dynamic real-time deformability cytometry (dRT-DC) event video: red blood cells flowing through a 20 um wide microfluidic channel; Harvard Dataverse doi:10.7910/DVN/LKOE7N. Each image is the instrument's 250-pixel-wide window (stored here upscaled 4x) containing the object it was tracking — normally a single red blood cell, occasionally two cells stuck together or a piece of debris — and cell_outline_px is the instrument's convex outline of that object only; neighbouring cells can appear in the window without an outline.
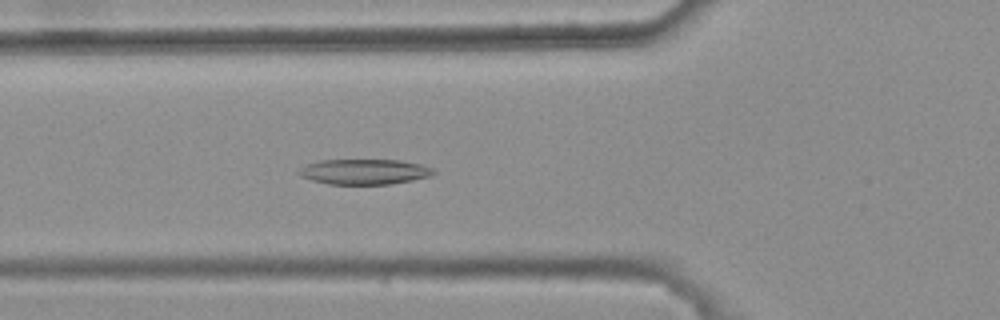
{"species": "common noctule bat (a hibernating species)", "species_latin": "Nyctalus noctula", "temperature_condition": "warm", "stored_images_in_passage": 3, "camera_frame_rate_fps": 3000, "um_per_image_px": 0.085, "animal": {"sex": "female", "body_mass_g": 25.1}, "frame": {"image": 1, "passage_image": 3, "time_ms": 0.667, "image_size_px": [1000, 320], "cell_outline_px": [[436, 172], [432, 176], [412, 180], [388, 184], [328, 184], [312, 180], [300, 176], [296, 172], [304, 164], [320, 160], [400, 160], [420, 164], [432, 168]], "centroid_in_image_um": [30.94, 14.59], "position_along_channel_um": 94.9, "area_um2": 19.94}}